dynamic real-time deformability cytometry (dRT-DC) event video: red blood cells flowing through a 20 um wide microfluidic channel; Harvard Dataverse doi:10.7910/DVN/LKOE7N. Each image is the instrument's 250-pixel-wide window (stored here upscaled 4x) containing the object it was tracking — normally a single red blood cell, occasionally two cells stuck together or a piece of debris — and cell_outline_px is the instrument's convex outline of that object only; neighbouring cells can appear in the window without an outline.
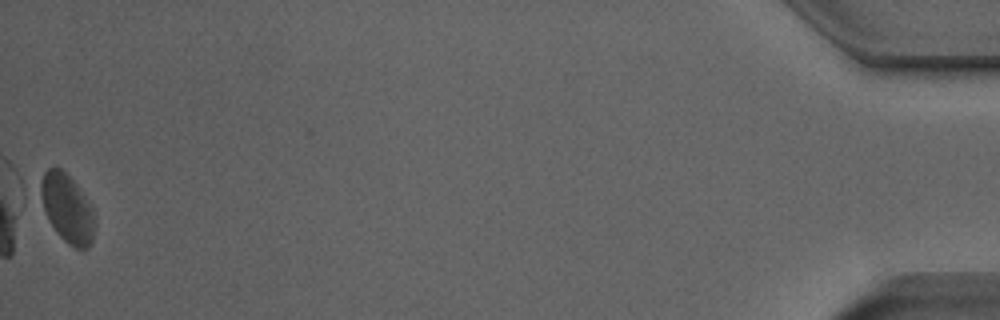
{"species": "Egyptian fruit bat (a non-hibernating species)", "species_latin": "Rousettus aegyptiacus", "temperature_condition": "room temperature", "stored_images_in_passage": 38, "camera_frame_rate_fps": 3000, "um_per_image_px": 0.085, "animal": {"sex": "male"}, "frame": {"image": 1, "passage_image": 38, "time_ms": 12.333, "image_size_px": [1000, 320], "cell_outline_px": [[96, 224], [92, 240], [88, 248], [76, 248], [68, 244], [56, 232], [48, 220], [36, 184], [44, 172], [48, 168], [60, 168], [76, 184], [92, 208]], "centroid_in_image_um": [5.67, 17.7], "position_along_channel_um": 429.5, "area_um2": 21.68}, "authors_computed_cell_mechanics": {"area_um2": 21.097, "velocity_mm_per_s": 3.8794, "shape_relaxation_time_tau1_ms": 2.9047, "shape_relaxation_time_tau2_ms": 2.423, "deformation_change_tau1": 0.1172, "deformation_change_tau2": 0.0802}}